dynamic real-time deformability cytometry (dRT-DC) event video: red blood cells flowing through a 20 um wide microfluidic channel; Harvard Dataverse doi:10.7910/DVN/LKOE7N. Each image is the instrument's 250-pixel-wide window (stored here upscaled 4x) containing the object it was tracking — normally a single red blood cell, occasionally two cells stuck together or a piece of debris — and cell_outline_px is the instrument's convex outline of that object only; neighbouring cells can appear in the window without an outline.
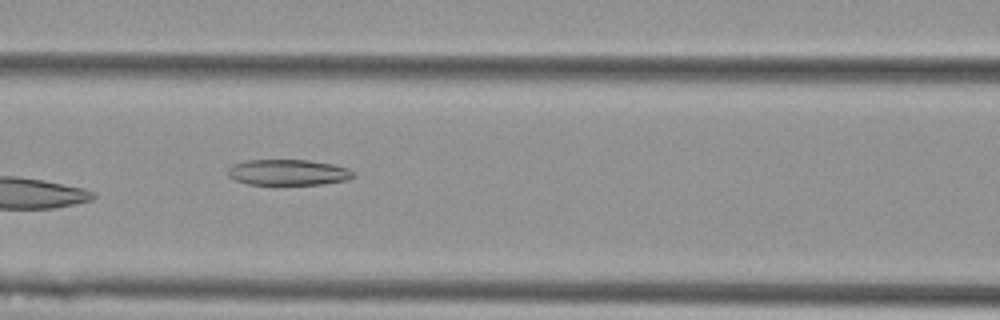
{"species": "Egyptian fruit bat (a non-hibernating species)", "species_latin": "Rousettus aegyptiacus", "temperature_condition": "cold", "stored_images_in_passage": 8, "camera_frame_rate_fps": 3000, "um_per_image_px": 0.085, "animal": {"sex": "female"}, "frame": {"image": 1, "passage_image": 4, "time_ms": 1.0, "image_size_px": [1000, 320], "cell_outline_px": [[356, 176], [348, 180], [320, 184], [248, 184], [236, 180], [228, 176], [228, 168], [232, 164], [244, 160], [308, 160], [332, 164], [348, 168], [356, 172]], "centroid_in_image_um": [24.51, 14.64], "position_along_channel_um": 142.1, "area_um2": 18.96}}
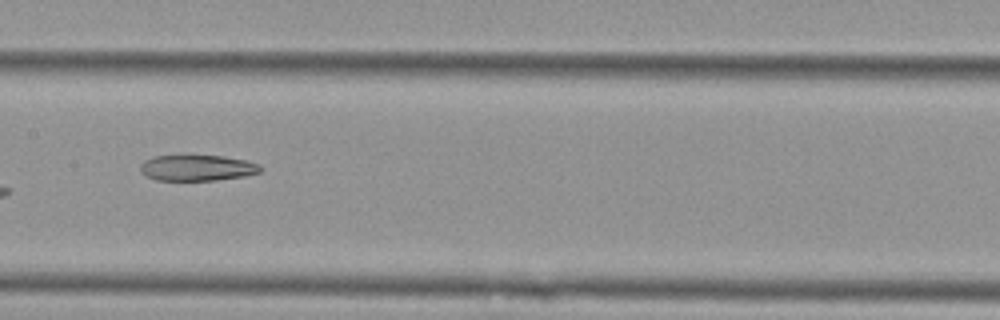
{"frame": {"image": 2, "passage_image": 5, "time_ms": 1.333, "image_size_px": [1000, 320], "cell_outline_px": [[264, 168], [260, 172], [244, 176], [216, 180], [156, 180], [140, 172], [140, 164], [144, 160], [152, 156], [184, 152], [224, 156], [244, 160], [260, 164]], "centroid_in_image_um": [16.72, 14.21], "position_along_channel_um": 190.7, "area_um2": 19.13}}
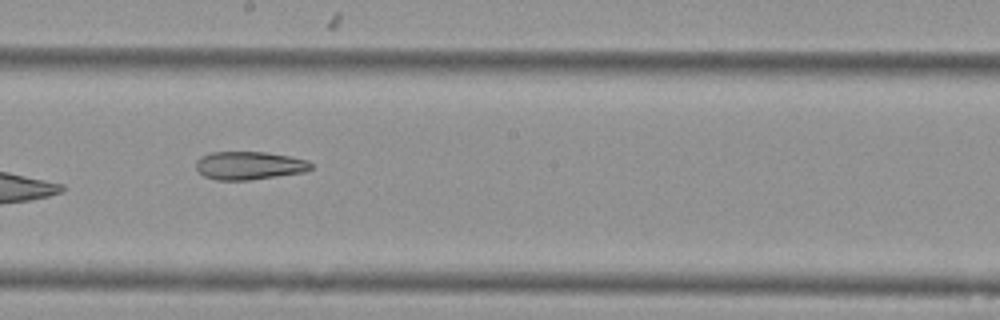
{"frame": {"image": 3, "passage_image": 6, "time_ms": 1.667, "image_size_px": [1000, 320], "cell_outline_px": [[312, 168], [304, 172], [248, 180], [216, 180], [204, 176], [196, 168], [196, 160], [200, 156], [208, 152], [268, 152], [308, 160], [312, 164]], "centroid_in_image_um": [21.16, 14.06], "position_along_channel_um": 227.0, "area_um2": 18.9}}